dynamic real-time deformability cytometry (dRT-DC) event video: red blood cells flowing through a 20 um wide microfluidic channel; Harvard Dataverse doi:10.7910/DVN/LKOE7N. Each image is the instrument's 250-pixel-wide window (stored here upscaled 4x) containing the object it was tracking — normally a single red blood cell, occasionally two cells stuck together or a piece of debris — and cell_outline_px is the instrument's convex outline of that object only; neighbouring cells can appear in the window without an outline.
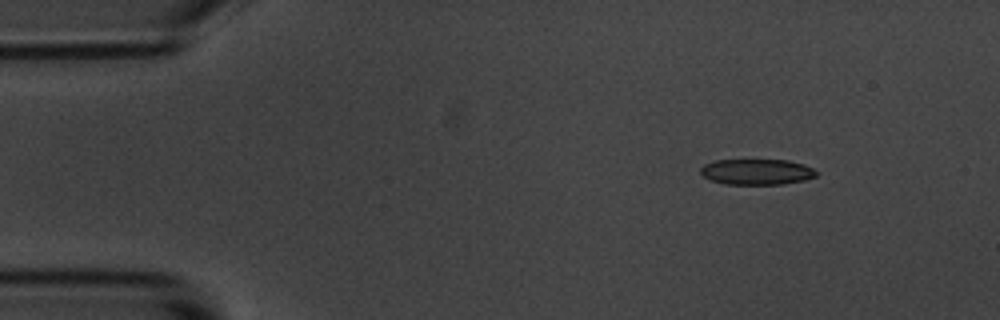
{"species": "common noctule bat (a hibernating species)", "species_latin": "Nyctalus noctula", "temperature_condition": "room temperature", "stored_images_in_passage": 49, "camera_frame_rate_fps": 3000, "um_per_image_px": 0.085, "animal": {"sex": "male", "body_mass_g": 20.1, "forearm_length_mm": 53.5}, "frame": {"image": 1, "passage_image": 1, "time_ms": 0.0, "image_size_px": [1000, 320], "cell_outline_px": [[820, 172], [816, 176], [804, 180], [780, 184], [724, 184], [708, 180], [700, 172], [700, 168], [704, 164], [716, 160], [788, 160], [804, 164]], "centroid_in_image_um": [64.32, 14.6], "position_along_channel_um": 20.7, "area_um2": 17.46}}
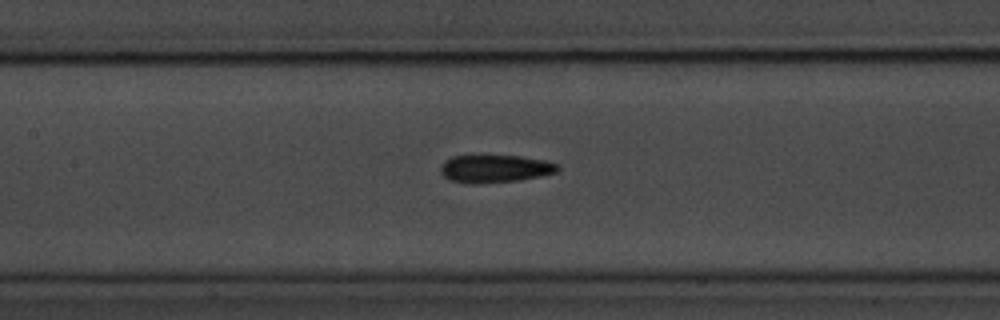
{"frame": {"image": 2, "passage_image": 19, "time_ms": 6.0, "image_size_px": [1000, 320], "cell_outline_px": [[560, 168], [556, 172], [540, 176], [516, 180], [472, 184], [452, 180], [444, 176], [440, 172], [440, 168], [444, 160], [452, 156], [520, 156], [544, 160], [556, 164]], "centroid_in_image_um": [42.04, 14.33], "position_along_channel_um": 165.4, "area_um2": 18.61}}
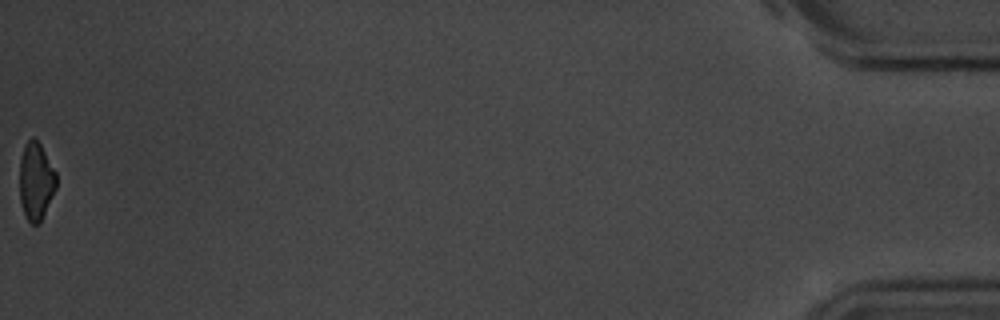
{"frame": {"image": 3, "passage_image": 49, "time_ms": 16.0, "image_size_px": [1000, 320], "cell_outline_px": [[56, 188], [40, 224], [32, 224], [24, 216], [20, 200], [20, 160], [24, 144], [32, 136], [40, 144], [56, 172]], "centroid_in_image_um": [3.05, 15.42], "position_along_channel_um": 432.2, "area_um2": 16.65}, "authors_computed_cell_mechanics": {"area_um2": 18.6694, "velocity_mm_per_s": 3.6766, "shape_relaxation_time_tau1_ms": 3.4511, "shape_relaxation_time_tau2_ms": 6.4704, "deformation_change_tau1": 0.1202, "deformation_change_tau2": 0.1321}}